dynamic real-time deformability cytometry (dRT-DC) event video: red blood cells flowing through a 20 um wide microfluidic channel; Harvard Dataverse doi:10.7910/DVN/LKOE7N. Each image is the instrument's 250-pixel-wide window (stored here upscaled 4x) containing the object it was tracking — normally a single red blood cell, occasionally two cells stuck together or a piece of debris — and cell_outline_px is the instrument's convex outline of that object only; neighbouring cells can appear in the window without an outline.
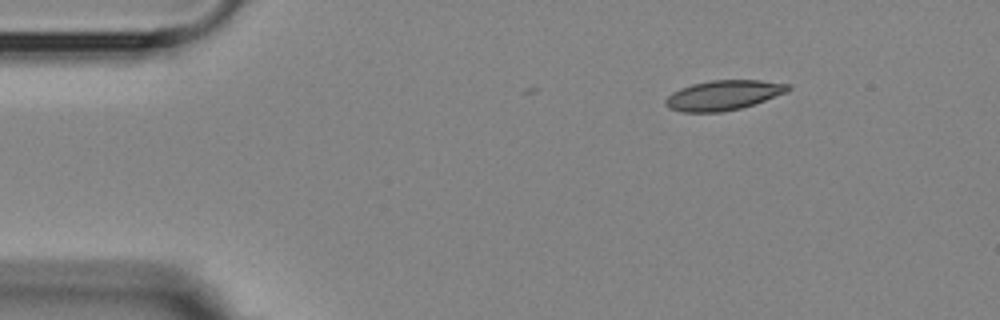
{"species": "Egyptian fruit bat (a non-hibernating species)", "species_latin": "Rousettus aegyptiacus", "temperature_condition": "room temperature", "stored_images_in_passage": 4, "camera_frame_rate_fps": 3000, "um_per_image_px": 0.085, "animal": {"sex": "female"}, "frame": {"image": 1, "passage_image": 1, "time_ms": 0.0, "image_size_px": [1000, 320], "cell_outline_px": [[792, 88], [788, 92], [740, 108], [720, 112], [684, 112], [668, 108], [664, 104], [664, 100], [672, 92], [680, 88], [692, 84], [712, 80], [760, 80], [792, 84]], "centroid_in_image_um": [61.49, 8.08], "position_along_channel_um": 23.5, "area_um2": 21.33}}
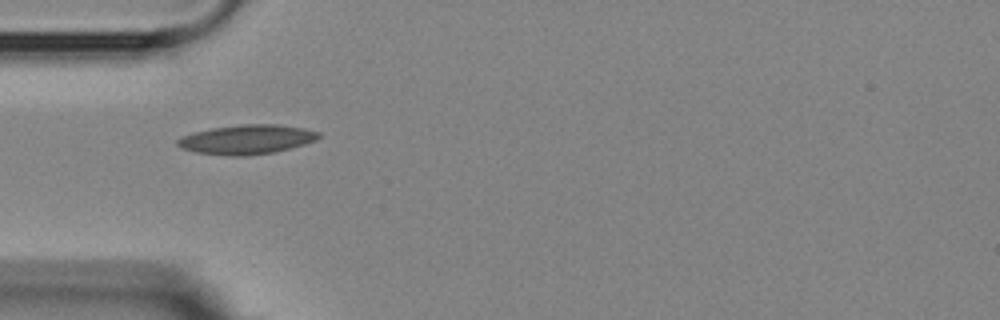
{"frame": {"image": 2, "passage_image": 3, "time_ms": 3.0, "image_size_px": [1000, 320], "cell_outline_px": [[320, 136], [316, 140], [304, 144], [276, 152], [248, 156], [228, 156], [196, 152], [180, 148], [176, 144], [176, 140], [180, 136], [192, 132], [212, 128], [240, 124], [280, 124], [304, 128], [320, 132]], "centroid_in_image_um": [20.95, 11.85], "position_along_channel_um": 64.0, "area_um2": 24.51}}
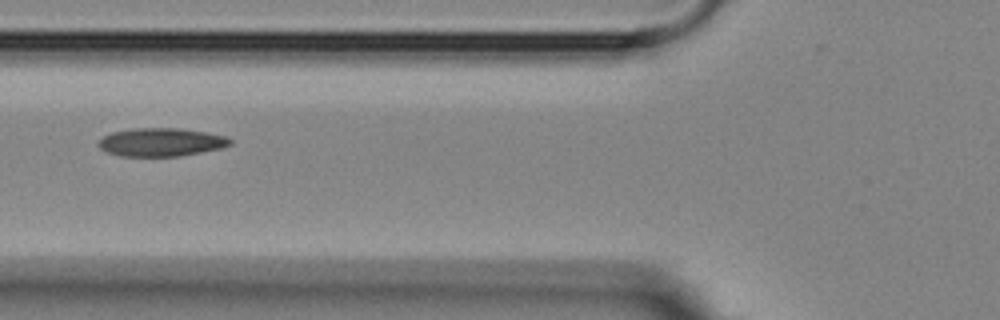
{"frame": {"image": 3, "passage_image": 4, "time_ms": 4.333, "image_size_px": [1000, 320], "cell_outline_px": [[232, 144], [224, 148], [180, 156], [120, 156], [104, 152], [96, 144], [104, 136], [112, 132], [132, 128], [180, 128], [208, 132], [228, 136], [232, 140]], "centroid_in_image_um": [13.73, 12.08], "position_along_channel_um": 112.1, "area_um2": 22.08}}